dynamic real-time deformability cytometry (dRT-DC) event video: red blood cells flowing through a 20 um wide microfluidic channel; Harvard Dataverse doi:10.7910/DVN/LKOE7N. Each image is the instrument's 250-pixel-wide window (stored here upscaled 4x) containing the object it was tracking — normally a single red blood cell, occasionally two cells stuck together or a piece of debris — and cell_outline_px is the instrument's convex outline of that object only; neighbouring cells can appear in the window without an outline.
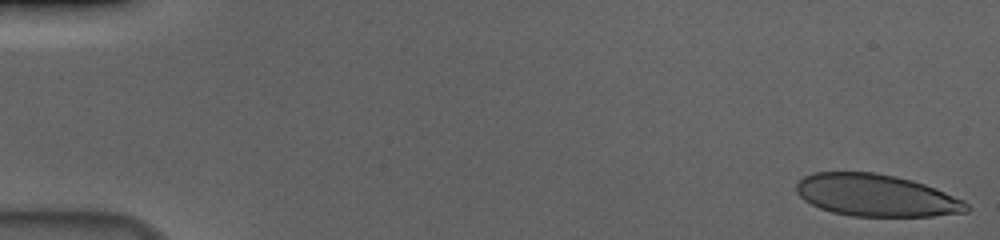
{"species": "human", "species_latin": "Homo sapiens", "temperature_condition": "cold", "stored_images_in_passage": 17, "camera_frame_rate_fps": 3000, "um_per_image_px": 0.085, "donor": {"sex": "male"}, "frame": {"image": 1, "passage_image": 1, "time_ms": 0.0, "image_size_px": [1000, 240], "cell_outline_px": [[972, 208], [968, 212], [932, 216], [852, 216], [832, 212], [820, 208], [804, 200], [796, 192], [796, 184], [804, 176], [816, 172], [872, 172], [896, 176], [912, 180], [936, 188], [964, 200]], "centroid_in_image_um": [74.5, 16.61], "position_along_channel_um": 10.5, "area_um2": 41.85}}
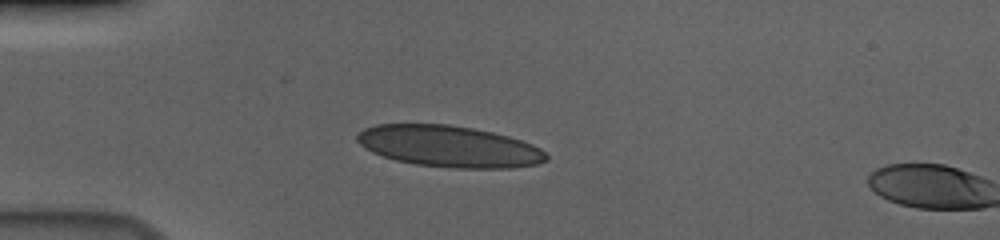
{"frame": {"image": 2, "passage_image": 15, "time_ms": 4.667, "image_size_px": [1000, 240], "cell_outline_px": [[548, 160], [536, 164], [512, 168], [456, 168], [416, 164], [396, 160], [372, 152], [364, 148], [356, 140], [356, 136], [364, 128], [376, 124], [448, 124], [472, 128], [492, 132], [508, 136], [532, 144], [540, 148], [548, 156]], "centroid_in_image_um": [38.16, 12.44], "position_along_channel_um": 46.8, "area_um2": 45.55}}